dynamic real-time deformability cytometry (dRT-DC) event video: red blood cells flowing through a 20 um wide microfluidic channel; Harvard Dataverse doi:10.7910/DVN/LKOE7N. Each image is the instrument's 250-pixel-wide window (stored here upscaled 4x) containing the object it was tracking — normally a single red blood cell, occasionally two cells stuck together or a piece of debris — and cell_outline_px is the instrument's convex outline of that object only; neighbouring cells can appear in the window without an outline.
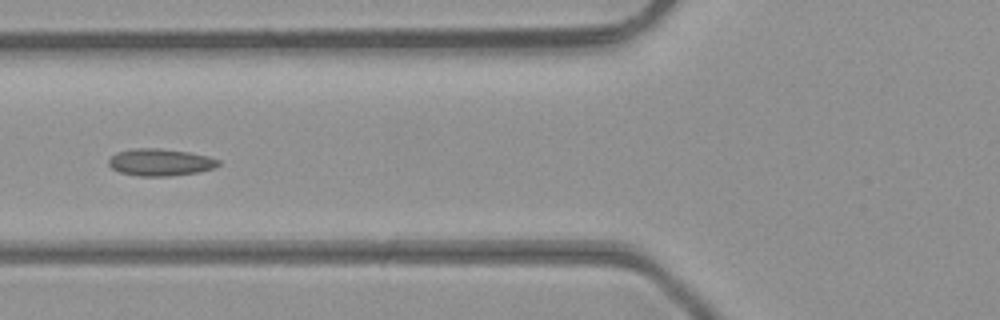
{"species": "common noctule bat (a hibernating species)", "species_latin": "Nyctalus noctula", "temperature_condition": "room temperature", "stored_images_in_passage": 6, "camera_frame_rate_fps": 3000, "um_per_image_px": 0.085, "animal": {"sex": "male", "body_mass_g": 23.1, "forearm_length_mm": 52.7}, "frame": {"image": 1, "passage_image": 6, "time_ms": 1.667, "image_size_px": [1000, 320], "cell_outline_px": [[220, 164], [216, 168], [196, 172], [172, 176], [140, 176], [120, 172], [112, 168], [108, 164], [108, 160], [116, 152], [132, 148], [160, 148], [188, 152], [208, 156], [220, 160]], "centroid_in_image_um": [13.63, 13.79], "position_along_channel_um": 112.2, "area_um2": 17.4}}